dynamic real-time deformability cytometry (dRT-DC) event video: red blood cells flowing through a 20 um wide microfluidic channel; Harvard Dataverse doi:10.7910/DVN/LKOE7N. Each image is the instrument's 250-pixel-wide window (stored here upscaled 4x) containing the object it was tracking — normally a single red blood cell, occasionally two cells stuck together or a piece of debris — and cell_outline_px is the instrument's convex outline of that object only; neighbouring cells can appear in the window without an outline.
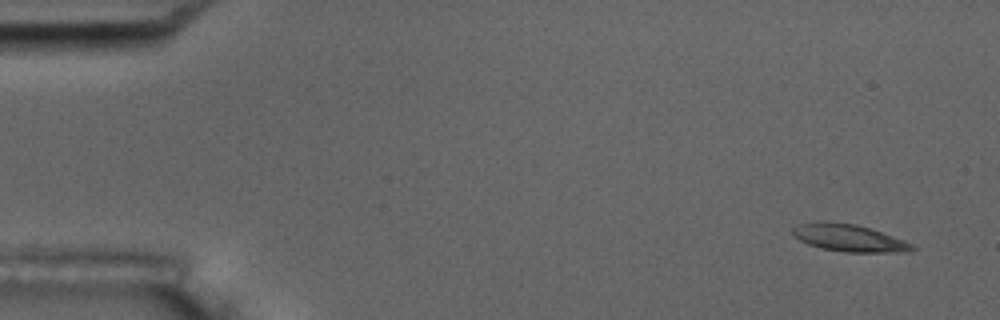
{"species": "common noctule bat (a hibernating species)", "species_latin": "Nyctalus noctula", "temperature_condition": "room temperature", "stored_images_in_passage": 5, "camera_frame_rate_fps": 3000, "um_per_image_px": 0.085, "animal": {"sex": "male", "body_mass_g": 17.5, "forearm_length_mm": 52.3}, "frame": {"image": 1, "passage_image": 2, "time_ms": 1.0, "image_size_px": [1000, 320], "cell_outline_px": [[916, 248], [908, 252], [844, 252], [824, 248], [808, 244], [792, 236], [792, 228], [800, 224], [816, 220], [824, 220], [856, 224], [904, 240], [912, 244]], "centroid_in_image_um": [72.12, 20.21], "position_along_channel_um": 12.9, "area_um2": 18.96}}